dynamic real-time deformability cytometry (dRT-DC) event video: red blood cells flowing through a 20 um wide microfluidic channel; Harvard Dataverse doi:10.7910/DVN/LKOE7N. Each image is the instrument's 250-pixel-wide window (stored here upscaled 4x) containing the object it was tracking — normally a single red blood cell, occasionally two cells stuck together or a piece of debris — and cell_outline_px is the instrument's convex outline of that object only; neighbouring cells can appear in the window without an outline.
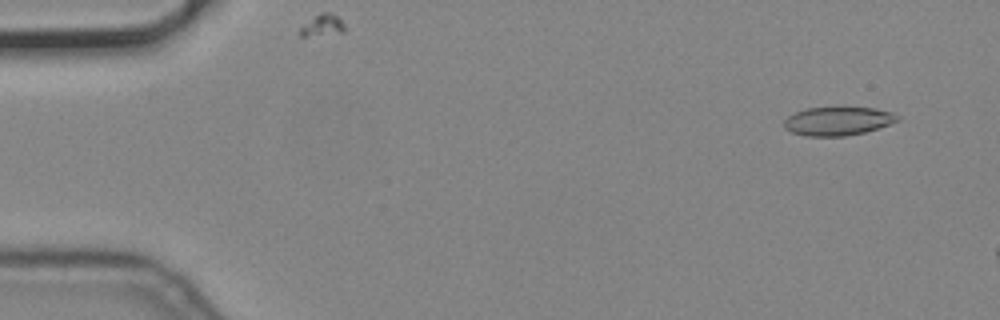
{"species": "common noctule bat (a hibernating species)", "species_latin": "Nyctalus noctula", "temperature_condition": "cold", "stored_images_in_passage": 9, "segment_of_instrument_passage": [1, 2], "camera_frame_rate_fps": 3000, "um_per_image_px": 0.085, "animal": {"sex": "male", "body_mass_g": 19.2, "forearm_length_mm": 51.8}, "frame": {"image": 1, "passage_image": 4, "time_ms": 1.0, "image_size_px": [1000, 320], "cell_outline_px": [[900, 120], [864, 132], [844, 136], [808, 136], [792, 132], [784, 128], [784, 120], [788, 116], [796, 112], [808, 108], [836, 104], [876, 108], [892, 112], [900, 116]], "centroid_in_image_um": [71.23, 10.23], "position_along_channel_um": 13.8, "area_um2": 19.59}}